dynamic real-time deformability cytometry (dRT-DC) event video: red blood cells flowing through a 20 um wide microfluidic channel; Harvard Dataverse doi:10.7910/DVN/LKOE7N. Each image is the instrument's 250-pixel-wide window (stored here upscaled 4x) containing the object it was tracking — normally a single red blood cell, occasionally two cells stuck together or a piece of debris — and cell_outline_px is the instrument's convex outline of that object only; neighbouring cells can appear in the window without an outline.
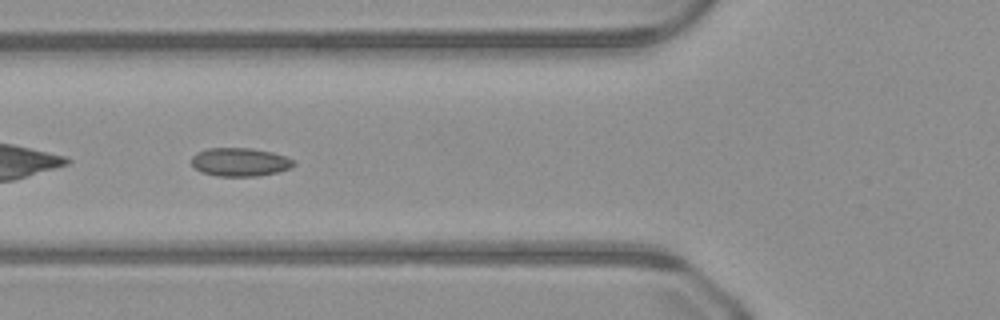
{"species": "common noctule bat (a hibernating species)", "species_latin": "Nyctalus noctula", "temperature_condition": "warm", "stored_images_in_passage": 31, "camera_frame_rate_fps": 3000, "um_per_image_px": 0.085, "animal": {"sex": "male", "body_mass_g": 23.1, "forearm_length_mm": 52.7}, "frame": {"image": 1, "passage_image": 5, "time_ms": 1.333, "image_size_px": [1000, 320], "cell_outline_px": [[296, 164], [292, 168], [260, 176], [216, 176], [200, 172], [192, 164], [192, 156], [196, 152], [208, 148], [252, 148], [272, 152], [296, 160]], "centroid_in_image_um": [20.41, 13.77], "position_along_channel_um": 105.4, "area_um2": 17.11}}
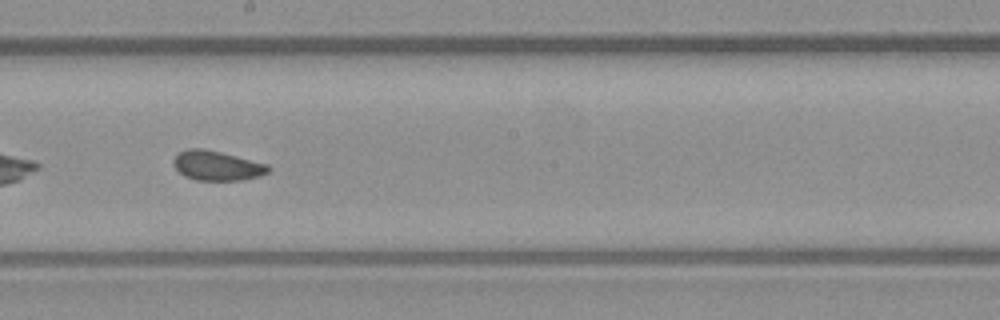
{"frame": {"image": 2, "passage_image": 14, "time_ms": 4.333, "image_size_px": [1000, 320], "cell_outline_px": [[272, 168], [268, 172], [260, 176], [240, 180], [196, 180], [184, 176], [172, 164], [172, 160], [180, 152], [188, 148], [204, 148], [268, 164]], "centroid_in_image_um": [18.44, 14.08], "position_along_channel_um": 229.8, "area_um2": 16.36}}